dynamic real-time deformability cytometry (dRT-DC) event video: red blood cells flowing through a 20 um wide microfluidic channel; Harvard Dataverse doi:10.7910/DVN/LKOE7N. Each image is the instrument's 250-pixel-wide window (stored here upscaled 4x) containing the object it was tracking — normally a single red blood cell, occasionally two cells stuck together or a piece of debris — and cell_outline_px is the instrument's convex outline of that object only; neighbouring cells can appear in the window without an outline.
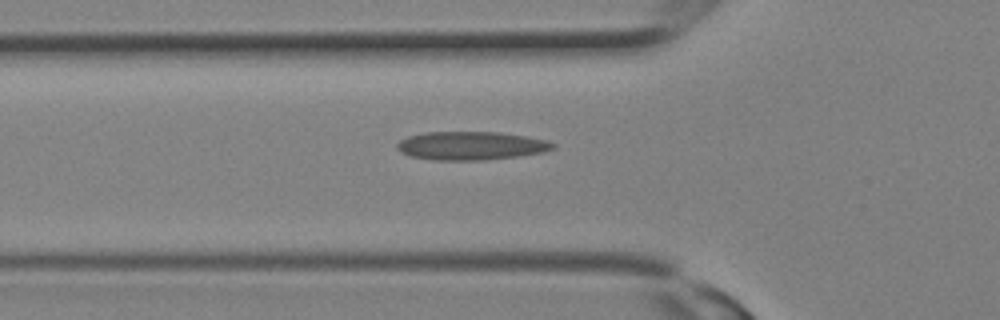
{"species": "Egyptian fruit bat (a non-hibernating species)", "species_latin": "Rousettus aegyptiacus", "temperature_condition": "room temperature", "stored_images_in_passage": 6, "camera_frame_rate_fps": 3000, "um_per_image_px": 0.085, "animal": {"sex": "female"}, "frame": {"image": 1, "passage_image": 2, "time_ms": 0.333, "image_size_px": [1000, 320], "cell_outline_px": [[556, 148], [544, 152], [520, 156], [484, 160], [432, 160], [412, 156], [400, 152], [396, 148], [396, 144], [400, 140], [408, 136], [424, 132], [500, 132], [548, 140], [556, 144]], "centroid_in_image_um": [40.05, 12.39], "position_along_channel_um": 85.7, "area_um2": 26.01}}
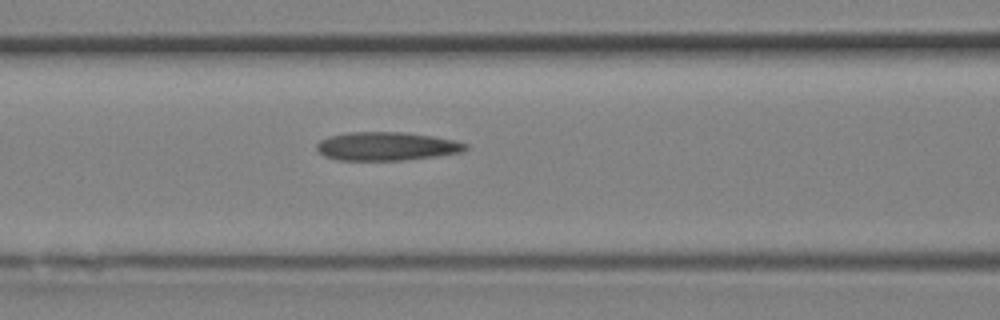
{"frame": {"image": 2, "passage_image": 4, "time_ms": 1.0, "image_size_px": [1000, 320], "cell_outline_px": [[468, 148], [464, 152], [436, 156], [404, 160], [336, 160], [324, 156], [316, 148], [316, 144], [320, 140], [328, 136], [348, 132], [404, 132], [432, 136], [452, 140], [468, 144]], "centroid_in_image_um": [32.84, 12.43], "position_along_channel_um": 133.8, "area_um2": 24.8}}
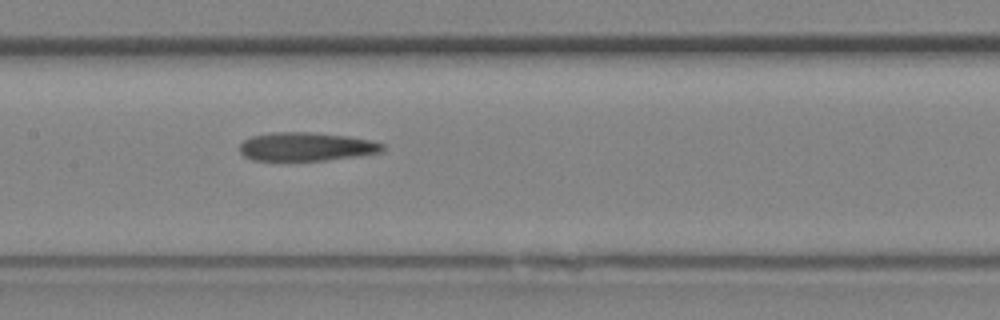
{"frame": {"image": 3, "passage_image": 6, "time_ms": 1.667, "image_size_px": [1000, 320], "cell_outline_px": [[384, 148], [380, 152], [360, 156], [324, 160], [252, 160], [244, 156], [240, 152], [240, 144], [244, 140], [252, 136], [272, 132], [312, 132], [348, 136], [372, 140], [384, 144]], "centroid_in_image_um": [26.04, 12.46], "position_along_channel_um": 181.4, "area_um2": 23.81}}